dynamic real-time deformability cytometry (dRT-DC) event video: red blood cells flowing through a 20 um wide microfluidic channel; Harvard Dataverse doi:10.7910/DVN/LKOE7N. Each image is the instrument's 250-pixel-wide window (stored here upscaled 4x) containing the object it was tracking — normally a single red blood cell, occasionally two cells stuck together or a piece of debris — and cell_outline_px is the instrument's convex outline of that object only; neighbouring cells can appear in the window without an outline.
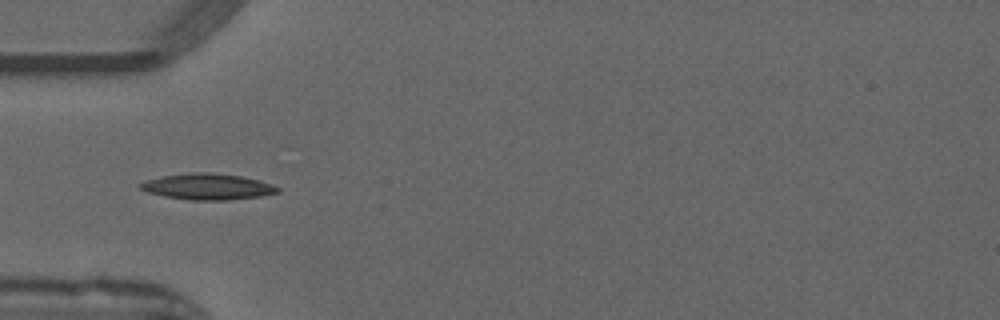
{"species": "common noctule bat (a hibernating species)", "species_latin": "Nyctalus noctula", "temperature_condition": "warm", "stored_images_in_passage": 40, "camera_frame_rate_fps": 3000, "um_per_image_px": 0.085, "animal": {"sex": "male", "forearm_length_mm": 52.5}, "frame": {"image": 1, "passage_image": 5, "time_ms": 1.333, "image_size_px": [1000, 320], "cell_outline_px": [[280, 192], [260, 196], [228, 200], [188, 200], [164, 196], [148, 192], [140, 188], [136, 184], [148, 180], [164, 176], [192, 172], [208, 172], [240, 176], [260, 180], [272, 184], [280, 188]], "centroid_in_image_um": [17.66, 15.87], "position_along_channel_um": 67.3, "area_um2": 20.81}}
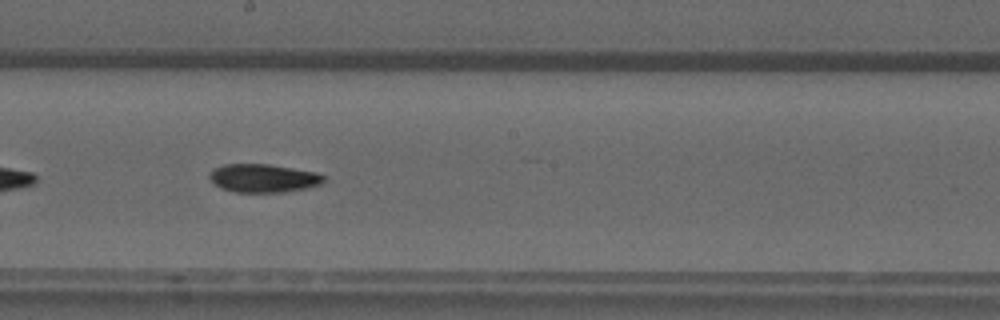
{"frame": {"image": 2, "passage_image": 17, "time_ms": 5.333, "image_size_px": [1000, 320], "cell_outline_px": [[324, 184], [284, 192], [232, 192], [220, 188], [208, 176], [208, 172], [212, 168], [224, 164], [268, 164], [316, 172], [324, 176]], "centroid_in_image_um": [22.35, 15.14], "position_along_channel_um": 225.9, "area_um2": 18.96}}
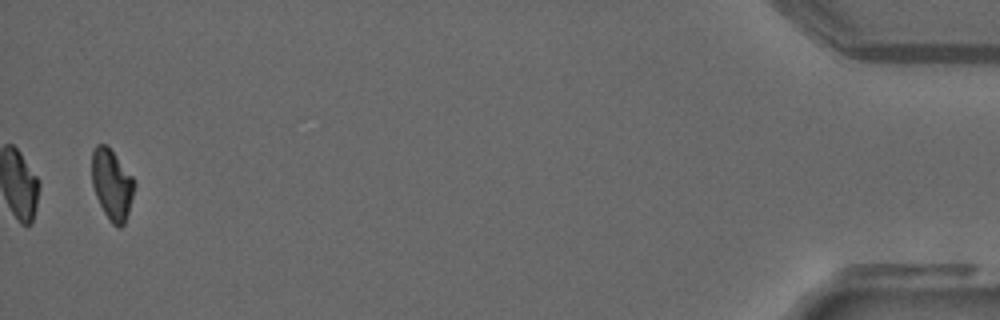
{"frame": {"image": 3, "passage_image": 39, "time_ms": 12.667, "image_size_px": [1000, 320], "cell_outline_px": [[136, 184], [128, 212], [124, 224], [120, 228], [116, 228], [112, 224], [104, 212], [96, 196], [92, 184], [92, 152], [96, 144], [108, 144], [136, 180]], "centroid_in_image_um": [9.53, 15.65], "position_along_channel_um": 425.7, "area_um2": 17.74}, "authors_computed_cell_mechanics": {"area_um2": 18.8717, "velocity_mm_per_s": 3.9606, "shape_relaxation_time_tau1_ms": null, "shape_relaxation_time_tau2_ms": 9.2668, "deformation_change_tau1": null, "deformation_change_tau2": 0.1544}}